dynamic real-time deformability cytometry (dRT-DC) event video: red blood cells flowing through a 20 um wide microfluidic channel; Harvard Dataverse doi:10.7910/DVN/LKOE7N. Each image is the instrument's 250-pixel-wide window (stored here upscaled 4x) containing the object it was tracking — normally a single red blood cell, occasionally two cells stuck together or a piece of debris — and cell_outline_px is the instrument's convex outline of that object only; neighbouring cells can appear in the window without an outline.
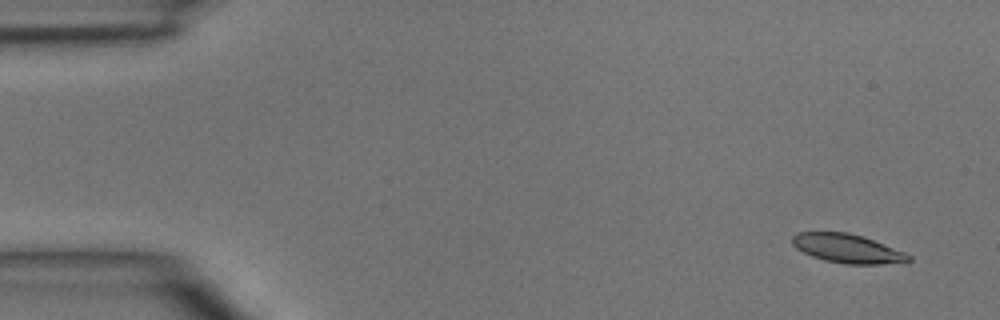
{"species": "common noctule bat (a hibernating species)", "species_latin": "Nyctalus noctula", "temperature_condition": "room temperature", "stored_images_in_passage": 3, "camera_frame_rate_fps": 3000, "um_per_image_px": 0.085, "animal": {"sex": "male", "body_mass_g": 15.6}, "frame": {"image": 1, "passage_image": 1, "time_ms": 0.0, "image_size_px": [1000, 320], "cell_outline_px": [[912, 260], [908, 264], [844, 264], [824, 260], [812, 256], [796, 248], [792, 244], [792, 236], [796, 232], [848, 232], [864, 236], [904, 252], [912, 256]], "centroid_in_image_um": [72.09, 21.14], "position_along_channel_um": 12.9, "area_um2": 19.94}}
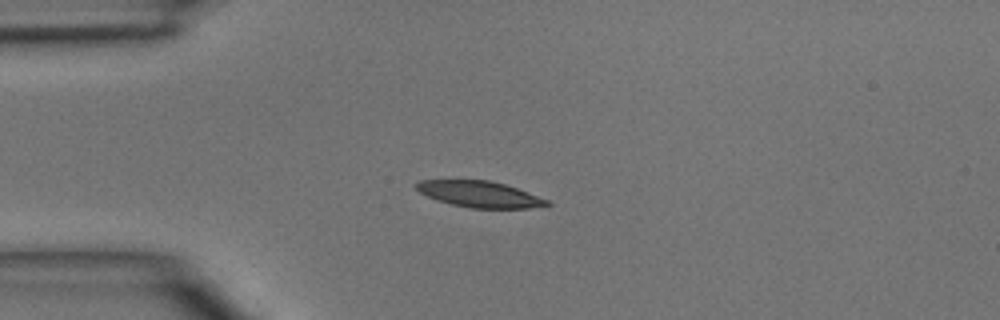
{"frame": {"image": 2, "passage_image": 3, "time_ms": 3.0, "image_size_px": [1000, 320], "cell_outline_px": [[552, 204], [528, 208], [472, 208], [452, 204], [436, 200], [420, 192], [416, 188], [416, 184], [420, 180], [488, 180], [504, 184], [528, 192], [548, 200]], "centroid_in_image_um": [40.76, 16.51], "position_along_channel_um": 44.2, "area_um2": 19.65}}